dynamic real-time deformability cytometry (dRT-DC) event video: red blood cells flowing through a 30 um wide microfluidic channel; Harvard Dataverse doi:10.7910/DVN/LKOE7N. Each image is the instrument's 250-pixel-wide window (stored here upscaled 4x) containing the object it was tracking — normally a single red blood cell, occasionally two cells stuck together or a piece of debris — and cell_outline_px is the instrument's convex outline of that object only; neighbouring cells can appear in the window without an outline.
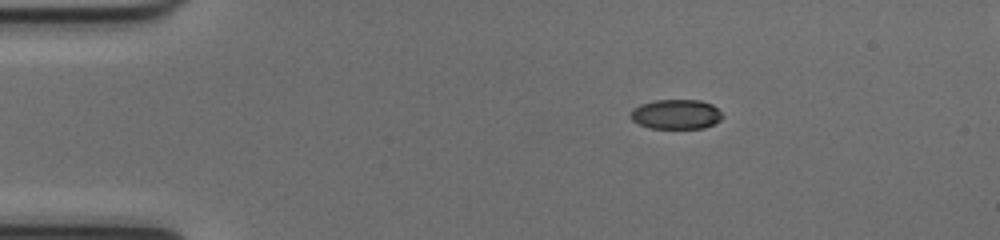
{"species": "common noctule bat (a hibernating species)", "species_latin": "Nyctalus noctula", "temperature_condition": "cold", "stored_images_in_passage": 44, "camera_frame_rate_fps": 3000, "um_per_image_px": 0.085, "animal": {"sex": "female", "body_mass_g": 17.0, "forearm_length_mm": 48.0}, "frame": {"image": 1, "passage_image": 1, "time_ms": 0.0, "image_size_px": [1000, 240], "cell_outline_px": [[724, 116], [720, 120], [704, 128], [648, 128], [632, 120], [632, 108], [640, 104], [656, 100], [700, 100], [712, 104]], "centroid_in_image_um": [57.47, 9.71], "position_along_channel_um": 27.5, "area_um2": 15.78}}
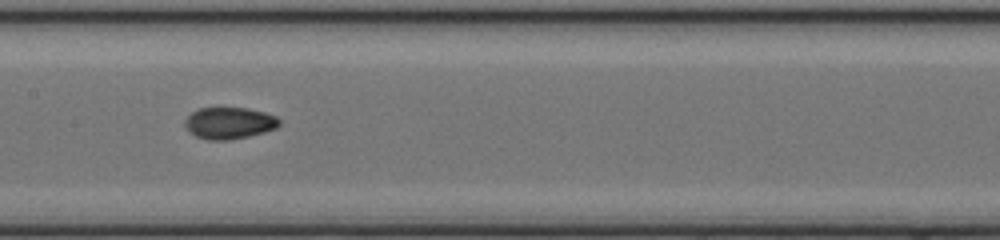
{"frame": {"image": 2, "passage_image": 18, "time_ms": 5.667, "image_size_px": [1000, 240], "cell_outline_px": [[280, 124], [276, 128], [264, 132], [248, 136], [228, 140], [208, 140], [196, 136], [188, 132], [184, 124], [184, 120], [192, 112], [200, 108], [248, 108], [264, 112], [276, 116], [280, 120]], "centroid_in_image_um": [19.47, 10.46], "position_along_channel_um": 187.9, "area_um2": 17.46}}
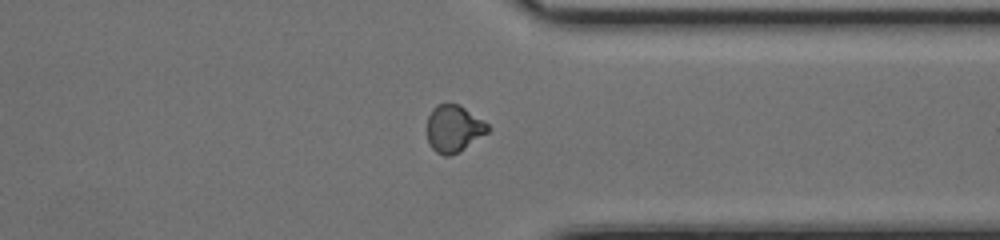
{"frame": {"image": 3, "passage_image": 32, "time_ms": 10.333, "image_size_px": [1000, 240], "cell_outline_px": [[488, 132], [460, 152], [448, 156], [444, 156], [436, 152], [428, 144], [428, 116], [432, 108], [436, 104], [460, 104], [484, 120], [488, 124]], "centroid_in_image_um": [38.57, 10.93], "position_along_channel_um": 372.8, "area_um2": 16.76}, "authors_computed_cell_mechanics": {"area_um2": 17.0221, "velocity_mm_per_s": 4.0203, "shape_relaxation_time_tau1_ms": null, "shape_relaxation_time_tau2_ms": 1.7663, "deformation_change_tau1": null, "deformation_change_tau2": 0.0514}}